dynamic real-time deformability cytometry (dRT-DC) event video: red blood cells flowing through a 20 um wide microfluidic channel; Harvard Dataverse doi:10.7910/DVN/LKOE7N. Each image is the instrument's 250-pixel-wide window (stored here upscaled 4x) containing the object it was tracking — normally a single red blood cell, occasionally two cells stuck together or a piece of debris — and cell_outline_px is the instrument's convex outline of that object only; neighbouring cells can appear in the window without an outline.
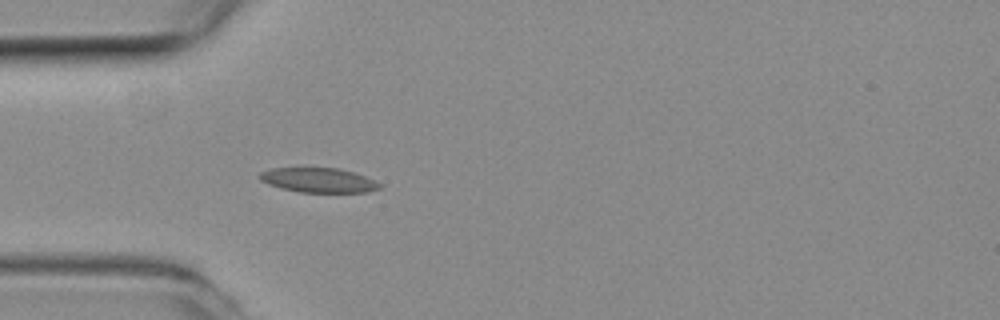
{"species": "common noctule bat (a hibernating species)", "species_latin": "Nyctalus noctula", "temperature_condition": "room temperature", "stored_images_in_passage": 25, "camera_frame_rate_fps": 3000, "um_per_image_px": 0.085, "animal": {"sex": "female", "body_mass_g": 19.3, "forearm_length_mm": 54.1}, "frame": {"image": 1, "passage_image": 1, "time_ms": 0.0, "image_size_px": [1000, 320], "cell_outline_px": [[384, 188], [368, 192], [300, 192], [280, 188], [268, 184], [260, 180], [256, 176], [260, 172], [268, 168], [300, 164], [304, 164], [340, 168], [364, 176], [384, 184]], "centroid_in_image_um": [27.0, 15.25], "position_along_channel_um": 58.0, "area_um2": 18.55}}
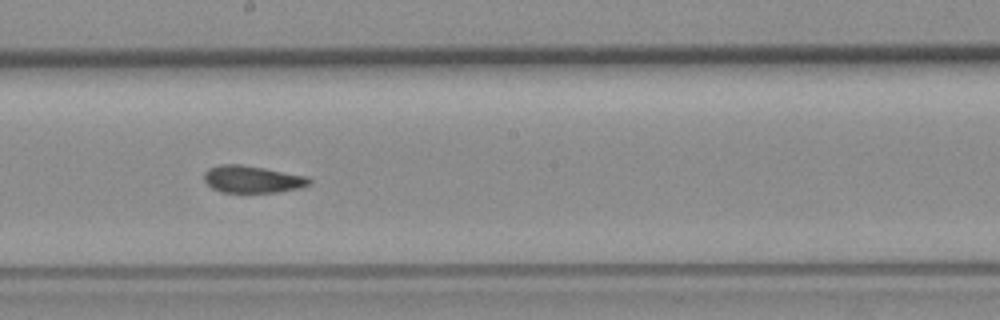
{"frame": {"image": 2, "passage_image": 14, "time_ms": 4.333, "image_size_px": [1000, 320], "cell_outline_px": [[312, 184], [300, 188], [276, 192], [220, 192], [212, 188], [204, 180], [204, 172], [208, 168], [220, 164], [240, 164], [264, 168], [308, 176], [312, 180]], "centroid_in_image_um": [21.46, 15.23], "position_along_channel_um": 226.7, "area_um2": 16.76}}
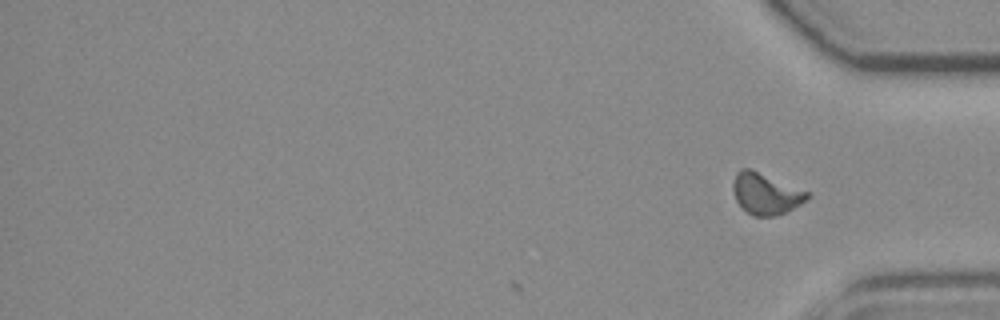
{"frame": {"image": 3, "passage_image": 25, "time_ms": 8.0, "image_size_px": [1000, 320], "cell_outline_px": [[812, 196], [808, 200], [784, 212], [772, 216], [752, 216], [740, 208], [732, 192], [732, 184], [736, 172], [740, 168], [752, 168], [808, 192]], "centroid_in_image_um": [65.04, 16.45], "position_along_channel_um": 370.2, "area_um2": 18.09}, "authors_computed_cell_mechanics": {"area_um2": 16.8776, "velocity_mm_per_s": 3.9685, "shape_relaxation_time_tau1_ms": 6.3468, "shape_relaxation_time_tau2_ms": 2.2322, "deformation_change_tau1": 0.132, "deformation_change_tau2": 0.0742}}